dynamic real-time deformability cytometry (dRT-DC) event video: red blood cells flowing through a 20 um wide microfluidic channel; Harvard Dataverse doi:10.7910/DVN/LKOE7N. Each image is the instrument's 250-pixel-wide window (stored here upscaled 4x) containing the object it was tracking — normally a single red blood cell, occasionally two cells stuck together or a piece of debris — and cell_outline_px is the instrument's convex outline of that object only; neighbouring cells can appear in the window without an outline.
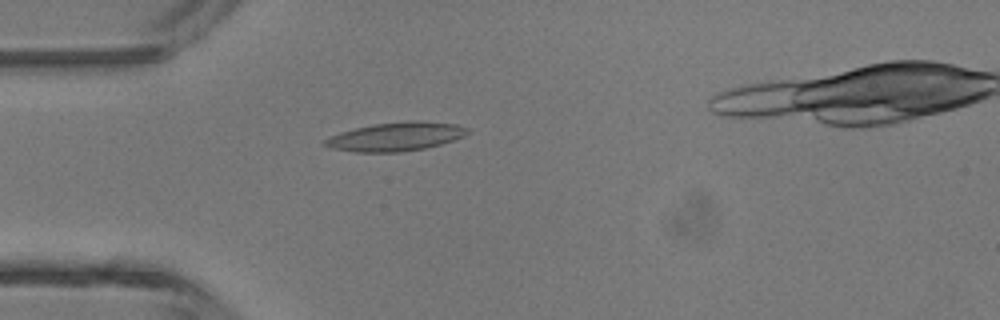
{"species": "common noctule bat (a hibernating species)", "species_latin": "Nyctalus noctula", "temperature_condition": "room temperature", "stored_images_in_passage": 3, "camera_frame_rate_fps": 3000, "um_per_image_px": 0.085, "animal": {"sex": "male", "body_mass_g": 13.3}, "frame": {"image": 1, "passage_image": 2, "time_ms": 1.0, "image_size_px": [1000, 320], "cell_outline_px": [[468, 132], [464, 136], [440, 144], [424, 148], [400, 152], [356, 152], [332, 148], [324, 144], [324, 140], [328, 136], [340, 132], [372, 124], [408, 120], [420, 120], [456, 124], [468, 128]], "centroid_in_image_um": [33.63, 11.6], "position_along_channel_um": 51.4, "area_um2": 23.81}}